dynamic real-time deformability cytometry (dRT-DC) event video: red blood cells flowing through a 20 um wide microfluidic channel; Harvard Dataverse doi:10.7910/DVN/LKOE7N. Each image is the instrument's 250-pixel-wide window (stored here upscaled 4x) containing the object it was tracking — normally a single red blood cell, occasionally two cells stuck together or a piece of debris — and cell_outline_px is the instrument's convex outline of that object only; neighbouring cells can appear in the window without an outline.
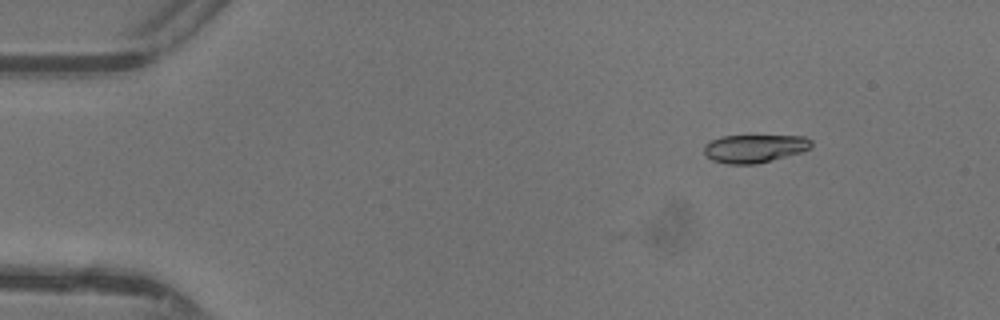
{"species": "common noctule bat (a hibernating species)", "species_latin": "Nyctalus noctula", "temperature_condition": "warm", "stored_images_in_passage": 7, "camera_frame_rate_fps": 3000, "um_per_image_px": 0.085, "animal": {"sex": "female"}, "frame": {"image": 1, "passage_image": 2, "time_ms": 0.333, "image_size_px": [1000, 320], "cell_outline_px": [[812, 148], [804, 152], [756, 164], [728, 164], [712, 160], [704, 156], [704, 144], [708, 140], [720, 136], [804, 136], [812, 140]], "centroid_in_image_um": [64.12, 12.62], "position_along_channel_um": 20.9, "area_um2": 17.92}}